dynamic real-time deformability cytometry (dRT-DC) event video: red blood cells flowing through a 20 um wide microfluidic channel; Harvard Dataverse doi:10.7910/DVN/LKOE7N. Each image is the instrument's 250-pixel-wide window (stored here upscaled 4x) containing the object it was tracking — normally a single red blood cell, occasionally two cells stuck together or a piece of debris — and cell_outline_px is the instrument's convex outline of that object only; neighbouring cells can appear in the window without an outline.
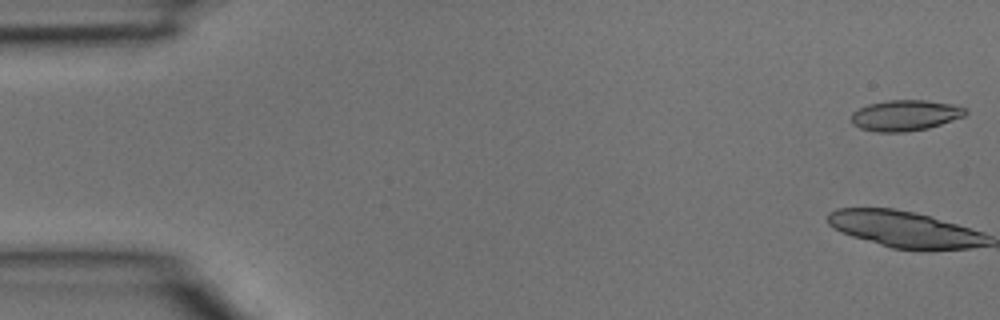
{"species": "common noctule bat (a hibernating species)", "species_latin": "Nyctalus noctula", "temperature_condition": "room temperature", "stored_images_in_passage": 7, "camera_frame_rate_fps": 3000, "um_per_image_px": 0.085, "animal": {"sex": "male", "body_mass_g": 15.6}, "frame": {"image": 1, "passage_image": 1, "time_ms": 0.0, "image_size_px": [1000, 320], "cell_outline_px": [[968, 112], [964, 116], [928, 128], [904, 132], [876, 132], [860, 128], [852, 124], [852, 112], [868, 104], [888, 100], [924, 100], [952, 104], [968, 108]], "centroid_in_image_um": [76.95, 9.8], "position_along_channel_um": 8.1, "area_um2": 20.46}}